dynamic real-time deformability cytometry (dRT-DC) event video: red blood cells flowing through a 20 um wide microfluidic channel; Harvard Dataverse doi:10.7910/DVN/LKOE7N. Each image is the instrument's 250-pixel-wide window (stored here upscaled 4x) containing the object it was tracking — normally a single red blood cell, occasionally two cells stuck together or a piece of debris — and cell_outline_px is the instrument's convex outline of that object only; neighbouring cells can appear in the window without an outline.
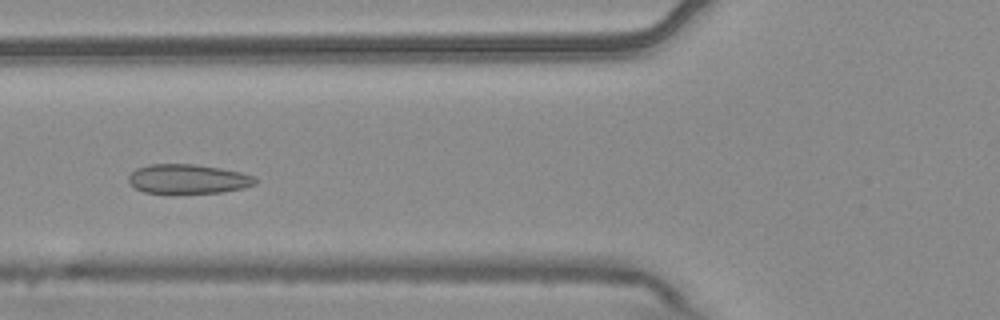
{"species": "common noctule bat (a hibernating species)", "species_latin": "Nyctalus noctula", "temperature_condition": "warm", "stored_images_in_passage": 8, "camera_frame_rate_fps": 3000, "um_per_image_px": 0.085, "animal": {"sex": "male", "body_mass_g": 20.4}, "frame": {"image": 1, "passage_image": 3, "time_ms": 0.667, "image_size_px": [1000, 320], "cell_outline_px": [[256, 184], [244, 188], [220, 192], [144, 192], [136, 188], [128, 180], [128, 176], [136, 168], [148, 164], [196, 164], [220, 168], [240, 172], [256, 176]], "centroid_in_image_um": [16.0, 15.19], "position_along_channel_um": 109.8, "area_um2": 21.44}}
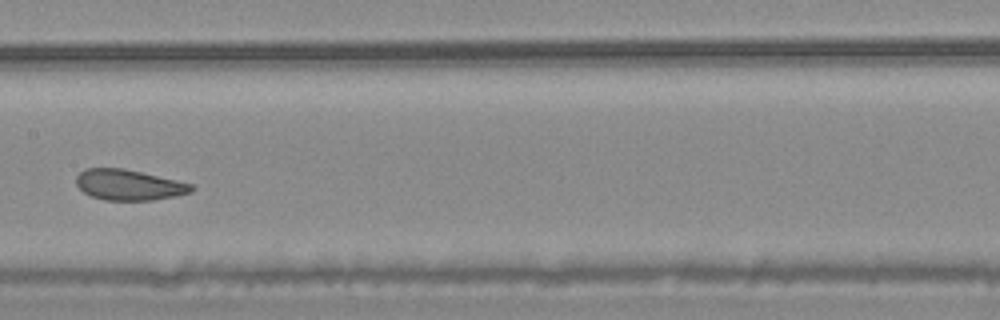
{"frame": {"image": 2, "passage_image": 5, "time_ms": 1.333, "image_size_px": [1000, 320], "cell_outline_px": [[196, 188], [192, 192], [176, 196], [152, 200], [104, 200], [92, 196], [84, 192], [76, 184], [76, 176], [84, 168], [124, 168], [176, 180], [192, 184]], "centroid_in_image_um": [10.96, 15.71], "position_along_channel_um": 196.4, "area_um2": 20.58}}
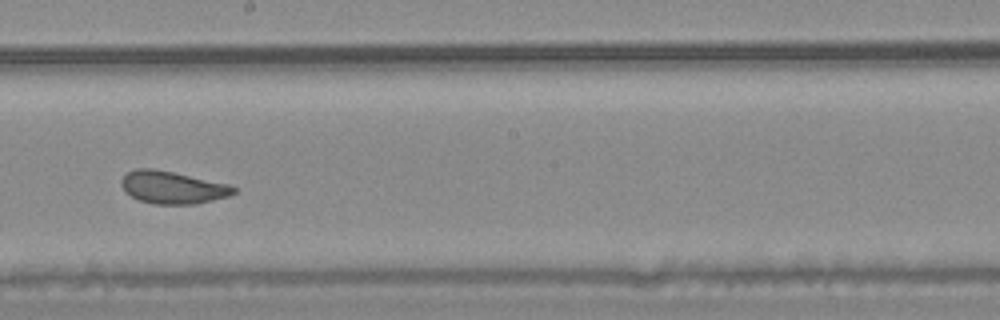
{"frame": {"image": 3, "passage_image": 6, "time_ms": 1.667, "image_size_px": [1000, 320], "cell_outline_px": [[236, 192], [228, 196], [196, 204], [156, 204], [140, 200], [124, 192], [120, 184], [120, 180], [128, 172], [136, 168], [152, 168], [172, 172], [228, 184], [236, 188]], "centroid_in_image_um": [14.63, 15.93], "position_along_channel_um": 233.6, "area_um2": 21.1}}